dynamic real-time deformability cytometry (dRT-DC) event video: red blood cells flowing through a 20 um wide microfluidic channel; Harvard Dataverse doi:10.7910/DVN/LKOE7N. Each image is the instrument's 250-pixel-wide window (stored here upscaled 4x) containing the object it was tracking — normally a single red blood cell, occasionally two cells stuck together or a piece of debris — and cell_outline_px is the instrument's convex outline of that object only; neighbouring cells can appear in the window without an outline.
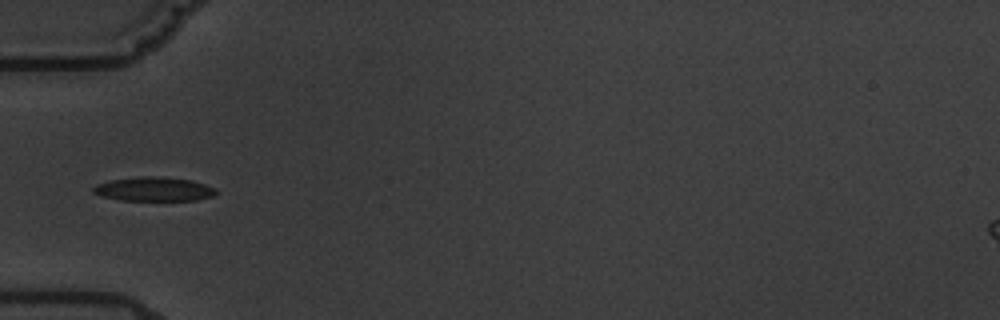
{"species": "common noctule bat (a hibernating species)", "species_latin": "Nyctalus noctula", "temperature_condition": "warm", "stored_images_in_passage": 6, "camera_frame_rate_fps": 3000, "um_per_image_px": 0.085, "animal": {"sex": "male", "body_mass_g": 19.5, "forearm_length_mm": 54.6}, "frame": {"image": 1, "passage_image": 5, "time_ms": 5.333, "image_size_px": [1000, 320], "cell_outline_px": [[216, 196], [196, 200], [120, 200], [100, 196], [92, 192], [92, 188], [96, 184], [108, 180], [140, 176], [160, 176], [192, 180], [216, 188]], "centroid_in_image_um": [13.06, 16.07], "position_along_channel_um": 71.9, "area_um2": 17.46}}